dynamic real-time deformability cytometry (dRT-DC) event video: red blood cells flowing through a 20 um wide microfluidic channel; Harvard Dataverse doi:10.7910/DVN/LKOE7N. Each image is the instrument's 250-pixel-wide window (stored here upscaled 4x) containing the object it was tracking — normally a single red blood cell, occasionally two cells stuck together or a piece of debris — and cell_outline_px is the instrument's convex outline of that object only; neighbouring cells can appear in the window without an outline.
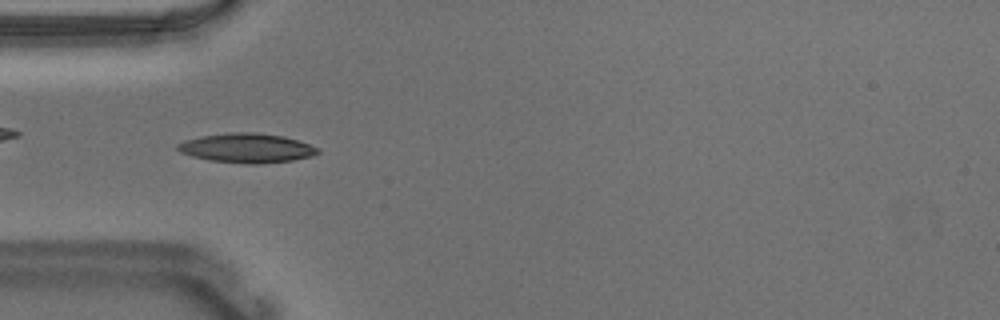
{"species": "Egyptian fruit bat (a non-hibernating species)", "species_latin": "Rousettus aegyptiacus", "temperature_condition": "warm", "stored_images_in_passage": 54, "camera_frame_rate_fps": 3000, "um_per_image_px": 0.085, "animal": {"sex": "male"}, "frame": {"image": 1, "passage_image": 16, "time_ms": 5.0, "image_size_px": [1000, 320], "cell_outline_px": [[320, 152], [312, 156], [292, 160], [260, 164], [248, 164], [208, 160], [192, 156], [180, 152], [176, 148], [176, 144], [184, 140], [200, 136], [232, 132], [256, 132], [284, 136], [320, 148]], "centroid_in_image_um": [20.96, 12.58], "position_along_channel_um": 64.0, "area_um2": 24.1}, "authors_computed_cell_mechanics": {"area_um2": 21.9062, "velocity_mm_per_s": 3.67, "shape_relaxation_time_tau1_ms": 5.1786, "shape_relaxation_time_tau2_ms": 1.3354, "deformation_change_tau1": 0.1845, "deformation_change_tau2": 0.0694}}